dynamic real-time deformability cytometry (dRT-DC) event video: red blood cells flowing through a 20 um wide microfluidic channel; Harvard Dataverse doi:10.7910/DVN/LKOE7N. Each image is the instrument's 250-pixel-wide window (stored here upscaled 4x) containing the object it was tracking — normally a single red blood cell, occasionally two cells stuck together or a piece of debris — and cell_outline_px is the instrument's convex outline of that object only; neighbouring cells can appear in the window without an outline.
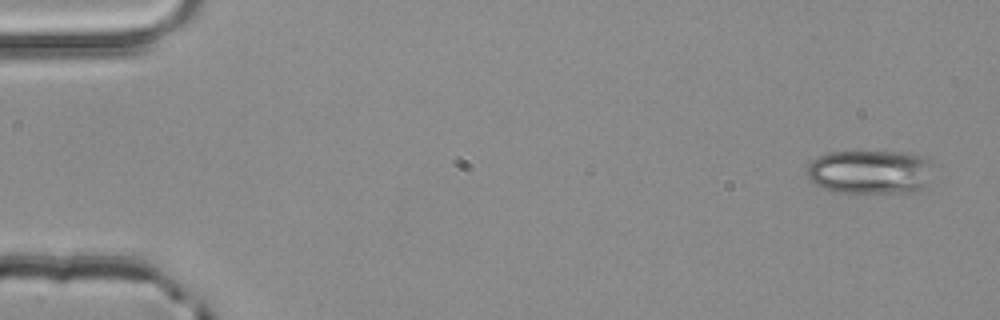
{"species": "common noctule bat (a hibernating species)", "species_latin": "Nyctalus noctula", "temperature_condition": "room temperature", "stored_images_in_passage": 4, "camera_frame_rate_fps": 3000, "um_per_image_px": 0.085, "animal": {"sex": "male", "body_mass_g": 20.4}, "frame": {"image": 1, "passage_image": 1, "time_ms": 0.0, "image_size_px": [1000, 320], "cell_outline_px": [[932, 160], [924, 184], [920, 188], [912, 192], [848, 196], [832, 192], [808, 180], [808, 164], [812, 160], [828, 152], [908, 152], [924, 156]], "centroid_in_image_um": [73.89, 14.66], "position_along_channel_um": 11.1, "area_um2": 33.18}}